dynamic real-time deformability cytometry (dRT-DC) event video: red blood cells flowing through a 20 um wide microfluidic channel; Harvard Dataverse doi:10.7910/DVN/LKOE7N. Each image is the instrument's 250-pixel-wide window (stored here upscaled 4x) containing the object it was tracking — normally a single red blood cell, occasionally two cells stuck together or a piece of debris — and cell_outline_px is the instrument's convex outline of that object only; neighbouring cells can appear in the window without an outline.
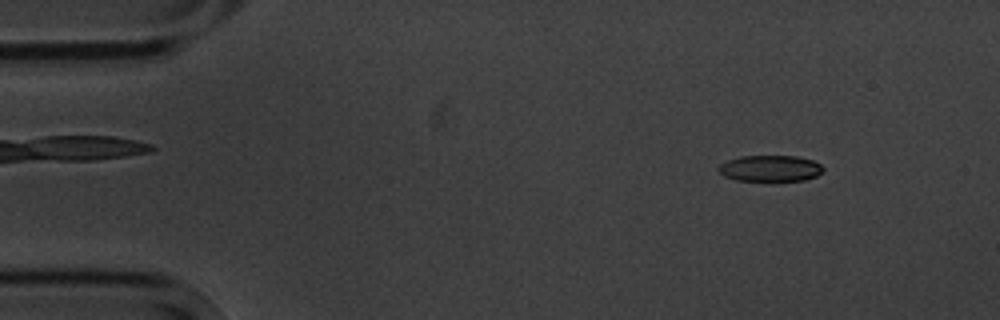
{"species": "common noctule bat (a hibernating species)", "species_latin": "Nyctalus noctula", "temperature_condition": "cold", "stored_images_in_passage": 5, "camera_frame_rate_fps": 3000, "um_per_image_px": 0.085, "animal": {"sex": "male", "body_mass_g": 20.1, "forearm_length_mm": 53.5}, "frame": {"image": 1, "passage_image": 1, "time_ms": 0.0, "image_size_px": [1000, 320], "cell_outline_px": [[824, 168], [816, 176], [804, 180], [736, 180], [724, 176], [716, 168], [720, 164], [728, 160], [740, 156], [796, 156], [812, 160], [820, 164]], "centroid_in_image_um": [65.44, 14.3], "position_along_channel_um": 19.6, "area_um2": 15.78}}
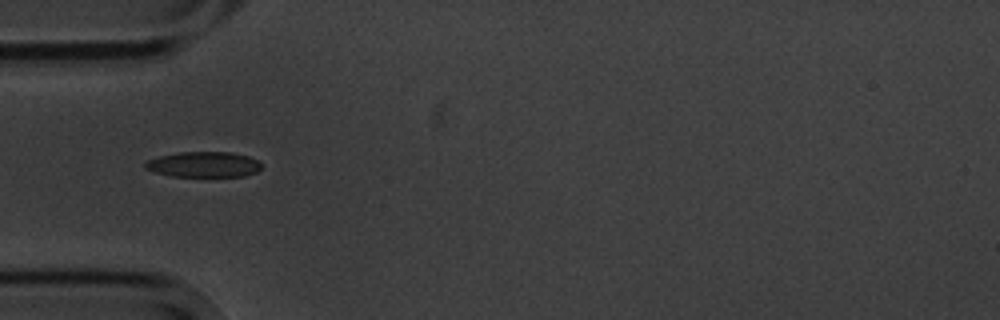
{"frame": {"image": 2, "passage_image": 4, "time_ms": 3.667, "image_size_px": [1000, 320], "cell_outline_px": [[260, 168], [256, 172], [244, 176], [172, 176], [156, 172], [144, 168], [144, 164], [148, 160], [160, 156], [180, 152], [232, 152], [248, 156], [256, 160], [260, 164]], "centroid_in_image_um": [17.3, 13.97], "position_along_channel_um": 67.7, "area_um2": 17.05}}
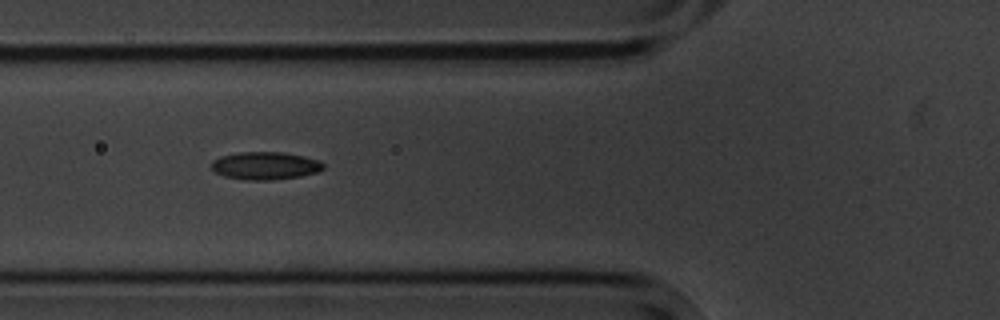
{"frame": {"image": 3, "passage_image": 5, "time_ms": 4.667, "image_size_px": [1000, 320], "cell_outline_px": [[324, 168], [320, 172], [300, 176], [272, 180], [244, 180], [224, 176], [216, 172], [212, 168], [212, 160], [220, 156], [240, 152], [284, 152], [304, 156], [320, 160], [324, 164]], "centroid_in_image_um": [22.57, 14.08], "position_along_channel_um": 103.2, "area_um2": 18.26}}